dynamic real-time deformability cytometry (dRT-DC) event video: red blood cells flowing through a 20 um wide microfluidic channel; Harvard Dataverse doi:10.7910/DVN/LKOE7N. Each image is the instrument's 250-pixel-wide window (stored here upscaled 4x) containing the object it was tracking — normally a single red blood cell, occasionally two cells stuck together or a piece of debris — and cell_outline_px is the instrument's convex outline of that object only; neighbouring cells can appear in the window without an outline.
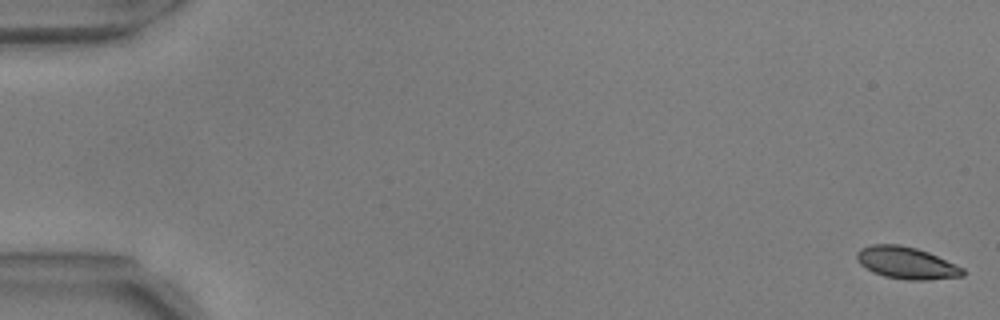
{"species": "common noctule bat (a hibernating species)", "species_latin": "Nyctalus noctula", "temperature_condition": "warm", "stored_images_in_passage": 55, "camera_frame_rate_fps": 3000, "um_per_image_px": 0.085, "animal": {"sex": "male", "body_mass_g": 17.9, "forearm_length_mm": 54.2}, "frame": {"image": 1, "passage_image": 1, "time_ms": 0.0, "image_size_px": [1000, 320], "cell_outline_px": [[964, 276], [924, 280], [908, 280], [884, 276], [872, 272], [860, 264], [856, 256], [856, 252], [860, 248], [872, 244], [900, 244], [916, 248], [928, 252], [964, 268]], "centroid_in_image_um": [77.02, 22.34], "position_along_channel_um": 8.0, "area_um2": 19.77}}
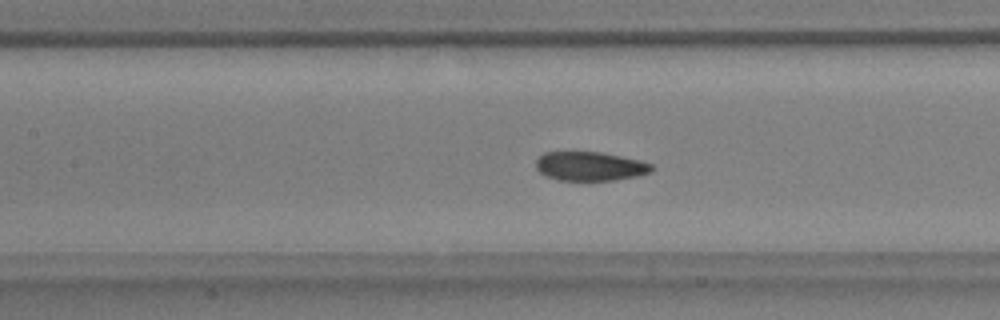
{"frame": {"image": 2, "passage_image": 26, "time_ms": 8.333, "image_size_px": [1000, 320], "cell_outline_px": [[656, 168], [652, 172], [636, 176], [616, 180], [556, 180], [544, 176], [536, 168], [536, 160], [544, 152], [600, 152], [640, 160], [652, 164]], "centroid_in_image_um": [50.16, 14.14], "position_along_channel_um": 157.2, "area_um2": 19.71}}
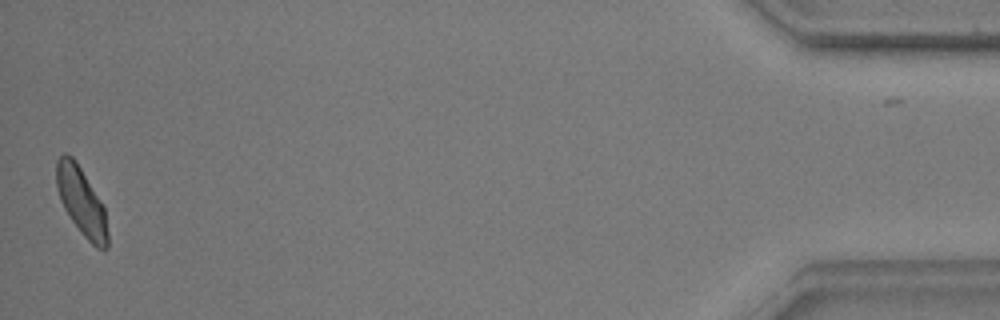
{"frame": {"image": 3, "passage_image": 55, "time_ms": 18.0, "image_size_px": [1000, 320], "cell_outline_px": [[108, 248], [96, 248], [80, 232], [64, 208], [60, 200], [56, 184], [56, 160], [64, 152], [72, 156], [76, 160], [104, 208], [108, 232]], "centroid_in_image_um": [6.9, 17.11], "position_along_channel_um": 428.3, "area_um2": 20.06}, "authors_computed_cell_mechanics": {"area_um2": 20.1144, "velocity_mm_per_s": 3.6863, "shape_relaxation_time_tau1_ms": 3.3371, "shape_relaxation_time_tau2_ms": 2.833, "deformation_change_tau1": 0.1139, "deformation_change_tau2": 0.0654}}